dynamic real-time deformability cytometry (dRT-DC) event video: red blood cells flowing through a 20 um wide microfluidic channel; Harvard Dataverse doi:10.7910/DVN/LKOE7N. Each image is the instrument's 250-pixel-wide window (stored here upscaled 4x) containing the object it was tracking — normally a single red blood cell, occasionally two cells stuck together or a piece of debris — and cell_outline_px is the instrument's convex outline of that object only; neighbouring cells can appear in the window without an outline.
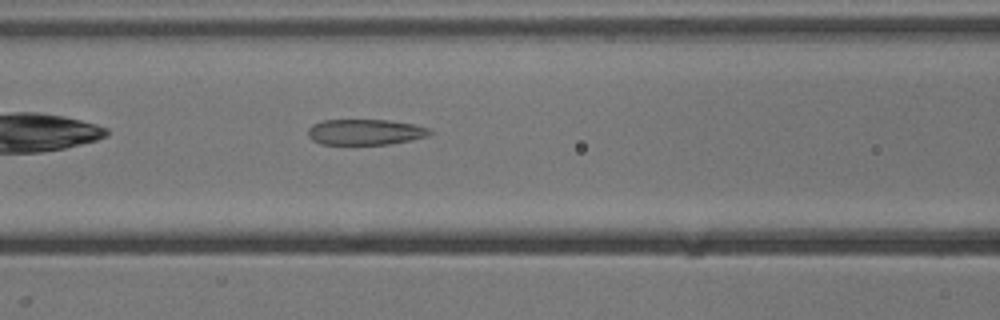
{"species": "common noctule bat (a hibernating species)", "species_latin": "Nyctalus noctula", "temperature_condition": "cold", "stored_images_in_passage": 35, "camera_frame_rate_fps": 3000, "um_per_image_px": 0.085, "animal": {"sex": "male", "body_mass_g": 13.3}, "frame": {"image": 1, "passage_image": 7, "time_ms": 2.0, "image_size_px": [1000, 320], "cell_outline_px": [[432, 132], [428, 136], [412, 140], [388, 144], [320, 144], [312, 140], [308, 136], [308, 128], [312, 124], [324, 120], [388, 120], [412, 124], [428, 128]], "centroid_in_image_um": [31.02, 11.22], "position_along_channel_um": 135.6, "area_um2": 18.21}}
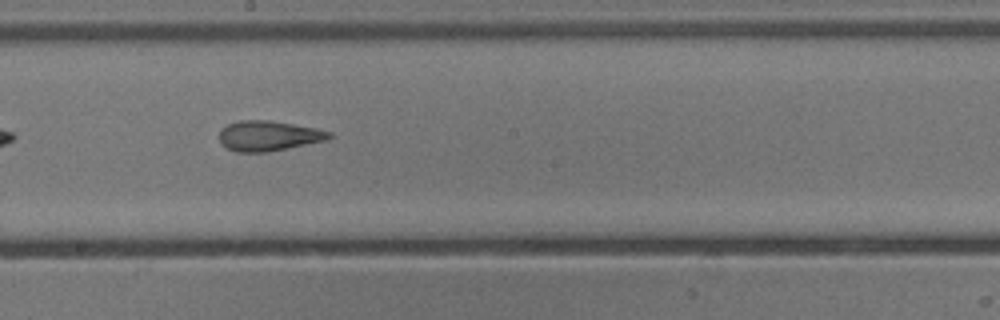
{"frame": {"image": 2, "passage_image": 14, "time_ms": 4.333, "image_size_px": [1000, 320], "cell_outline_px": [[332, 136], [324, 140], [268, 152], [236, 152], [228, 148], [220, 140], [220, 128], [228, 124], [240, 120], [268, 120], [316, 128], [332, 132]], "centroid_in_image_um": [22.8, 11.54], "position_along_channel_um": 225.4, "area_um2": 19.02}}
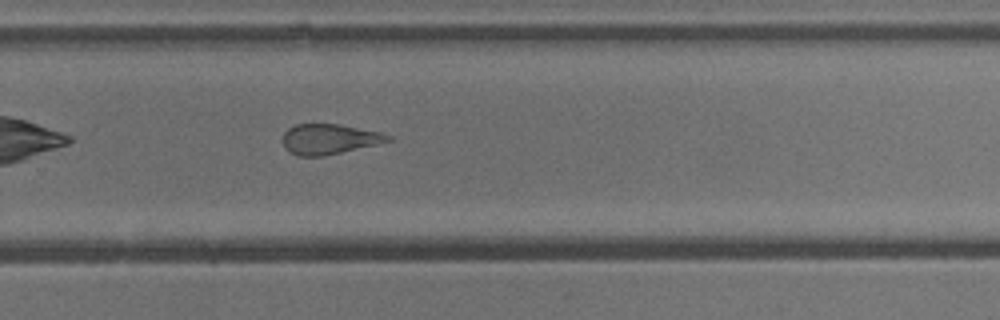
{"frame": {"image": 3, "passage_image": 20, "time_ms": 6.333, "image_size_px": [1000, 320], "cell_outline_px": [[392, 140], [376, 144], [340, 152], [320, 156], [296, 156], [284, 148], [284, 132], [288, 128], [296, 124], [340, 124], [384, 132], [392, 136]], "centroid_in_image_um": [28.0, 11.81], "position_along_channel_um": 301.8, "area_um2": 18.5}, "authors_computed_cell_mechanics": {"area_um2": 19.2474, "velocity_mm_per_s": 3.8412, "shape_relaxation_time_tau1_ms": 8.6201, "shape_relaxation_time_tau2_ms": 1.9534, "deformation_change_tau1": 0.2212, "deformation_change_tau2": 0.1069}}